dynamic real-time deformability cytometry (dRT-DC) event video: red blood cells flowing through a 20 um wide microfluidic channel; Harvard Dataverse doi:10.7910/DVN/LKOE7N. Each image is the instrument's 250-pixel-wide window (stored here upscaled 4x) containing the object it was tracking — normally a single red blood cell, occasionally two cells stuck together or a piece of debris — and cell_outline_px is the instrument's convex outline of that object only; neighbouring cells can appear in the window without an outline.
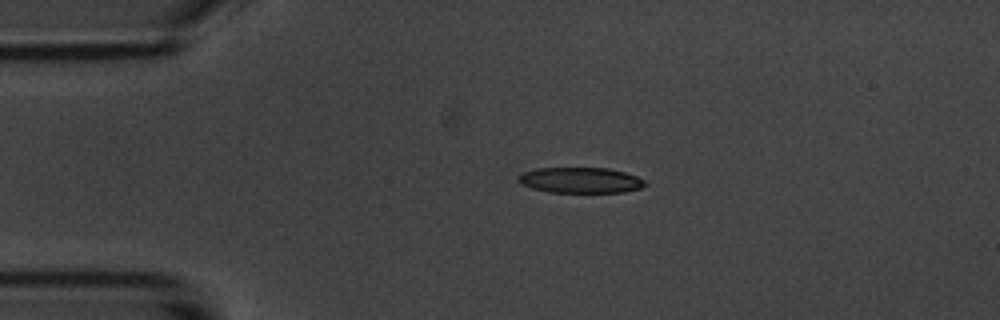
{"species": "common noctule bat (a hibernating species)", "species_latin": "Nyctalus noctula", "temperature_condition": "room temperature", "stored_images_in_passage": 3, "camera_frame_rate_fps": 3000, "um_per_image_px": 0.085, "animal": {"sex": "male", "body_mass_g": 20.1, "forearm_length_mm": 53.5}, "frame": {"image": 1, "passage_image": 1, "time_ms": 0.0, "image_size_px": [1000, 320], "cell_outline_px": [[648, 184], [640, 188], [624, 192], [548, 192], [532, 188], [520, 184], [516, 180], [516, 176], [520, 172], [536, 168], [608, 168], [624, 172], [636, 176], [644, 180]], "centroid_in_image_um": [49.27, 15.31], "position_along_channel_um": 35.7, "area_um2": 19.13}}